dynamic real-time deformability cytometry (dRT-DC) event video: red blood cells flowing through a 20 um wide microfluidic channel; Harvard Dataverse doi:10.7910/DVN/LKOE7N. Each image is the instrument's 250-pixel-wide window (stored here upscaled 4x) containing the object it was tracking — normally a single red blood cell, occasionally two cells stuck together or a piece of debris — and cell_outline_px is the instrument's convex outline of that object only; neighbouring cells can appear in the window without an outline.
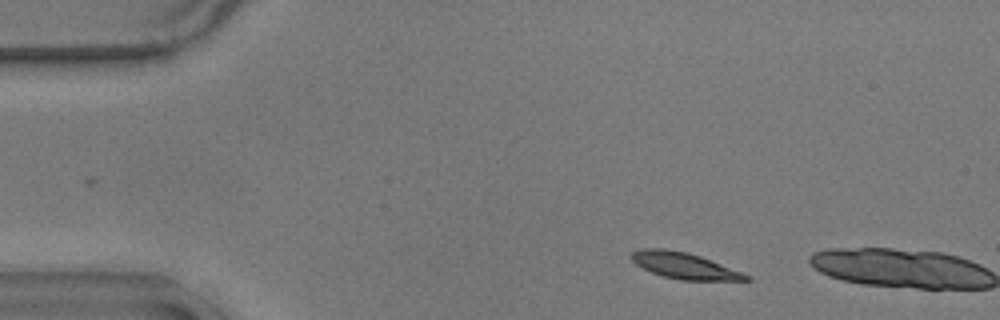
{"species": "common noctule bat (a hibernating species)", "species_latin": "Nyctalus noctula", "temperature_condition": "warm", "stored_images_in_passage": 4, "camera_frame_rate_fps": 3000, "um_per_image_px": 0.085, "animal": {"sex": "male", "body_mass_g": 17.9}, "frame": {"image": 1, "passage_image": 3, "time_ms": 0.667, "image_size_px": [1000, 320], "cell_outline_px": [[752, 280], [680, 280], [664, 276], [652, 272], [636, 264], [632, 260], [632, 252], [640, 248], [664, 248], [688, 252], [700, 256], [752, 276]], "centroid_in_image_um": [58.17, 22.57], "position_along_channel_um": 26.8, "area_um2": 17.34}}